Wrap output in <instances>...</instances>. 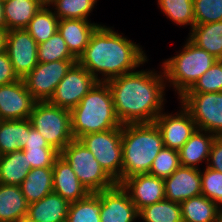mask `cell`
<instances>
[{
	"instance_id": "cell-1",
	"label": "cell",
	"mask_w": 222,
	"mask_h": 222,
	"mask_svg": "<svg viewBox=\"0 0 222 222\" xmlns=\"http://www.w3.org/2000/svg\"><path fill=\"white\" fill-rule=\"evenodd\" d=\"M164 73L136 70L115 77L111 89L116 115L122 125L154 123L164 111L166 81Z\"/></svg>"
},
{
	"instance_id": "cell-2",
	"label": "cell",
	"mask_w": 222,
	"mask_h": 222,
	"mask_svg": "<svg viewBox=\"0 0 222 222\" xmlns=\"http://www.w3.org/2000/svg\"><path fill=\"white\" fill-rule=\"evenodd\" d=\"M112 27L99 25L77 62L98 82L130 73L148 62L142 47ZM101 75V77H100Z\"/></svg>"
},
{
	"instance_id": "cell-3",
	"label": "cell",
	"mask_w": 222,
	"mask_h": 222,
	"mask_svg": "<svg viewBox=\"0 0 222 222\" xmlns=\"http://www.w3.org/2000/svg\"><path fill=\"white\" fill-rule=\"evenodd\" d=\"M164 147L162 134L155 123L122 125L121 181L150 172L153 160Z\"/></svg>"
},
{
	"instance_id": "cell-4",
	"label": "cell",
	"mask_w": 222,
	"mask_h": 222,
	"mask_svg": "<svg viewBox=\"0 0 222 222\" xmlns=\"http://www.w3.org/2000/svg\"><path fill=\"white\" fill-rule=\"evenodd\" d=\"M71 128L74 139L83 135L118 128L120 123L113 103L111 89L107 82H97L70 110Z\"/></svg>"
},
{
	"instance_id": "cell-5",
	"label": "cell",
	"mask_w": 222,
	"mask_h": 222,
	"mask_svg": "<svg viewBox=\"0 0 222 222\" xmlns=\"http://www.w3.org/2000/svg\"><path fill=\"white\" fill-rule=\"evenodd\" d=\"M217 60L187 38L177 55L162 62L167 87H173L178 98L181 97Z\"/></svg>"
},
{
	"instance_id": "cell-6",
	"label": "cell",
	"mask_w": 222,
	"mask_h": 222,
	"mask_svg": "<svg viewBox=\"0 0 222 222\" xmlns=\"http://www.w3.org/2000/svg\"><path fill=\"white\" fill-rule=\"evenodd\" d=\"M29 120L50 146L61 152L73 139L70 110L37 101Z\"/></svg>"
},
{
	"instance_id": "cell-7",
	"label": "cell",
	"mask_w": 222,
	"mask_h": 222,
	"mask_svg": "<svg viewBox=\"0 0 222 222\" xmlns=\"http://www.w3.org/2000/svg\"><path fill=\"white\" fill-rule=\"evenodd\" d=\"M60 155L90 193L107 190L117 184L101 167L94 154L78 139H73Z\"/></svg>"
},
{
	"instance_id": "cell-8",
	"label": "cell",
	"mask_w": 222,
	"mask_h": 222,
	"mask_svg": "<svg viewBox=\"0 0 222 222\" xmlns=\"http://www.w3.org/2000/svg\"><path fill=\"white\" fill-rule=\"evenodd\" d=\"M105 172L118 184L121 181L122 125L103 132L83 135L80 139Z\"/></svg>"
},
{
	"instance_id": "cell-9",
	"label": "cell",
	"mask_w": 222,
	"mask_h": 222,
	"mask_svg": "<svg viewBox=\"0 0 222 222\" xmlns=\"http://www.w3.org/2000/svg\"><path fill=\"white\" fill-rule=\"evenodd\" d=\"M178 99L199 130L222 136V92H185Z\"/></svg>"
},
{
	"instance_id": "cell-10",
	"label": "cell",
	"mask_w": 222,
	"mask_h": 222,
	"mask_svg": "<svg viewBox=\"0 0 222 222\" xmlns=\"http://www.w3.org/2000/svg\"><path fill=\"white\" fill-rule=\"evenodd\" d=\"M77 60L39 62L22 80L36 101H49L59 82Z\"/></svg>"
},
{
	"instance_id": "cell-11",
	"label": "cell",
	"mask_w": 222,
	"mask_h": 222,
	"mask_svg": "<svg viewBox=\"0 0 222 222\" xmlns=\"http://www.w3.org/2000/svg\"><path fill=\"white\" fill-rule=\"evenodd\" d=\"M97 82L90 72L77 62L59 82L49 102L71 110L80 103Z\"/></svg>"
},
{
	"instance_id": "cell-12",
	"label": "cell",
	"mask_w": 222,
	"mask_h": 222,
	"mask_svg": "<svg viewBox=\"0 0 222 222\" xmlns=\"http://www.w3.org/2000/svg\"><path fill=\"white\" fill-rule=\"evenodd\" d=\"M5 51L20 79H23L39 63L38 44L26 29L8 31Z\"/></svg>"
},
{
	"instance_id": "cell-13",
	"label": "cell",
	"mask_w": 222,
	"mask_h": 222,
	"mask_svg": "<svg viewBox=\"0 0 222 222\" xmlns=\"http://www.w3.org/2000/svg\"><path fill=\"white\" fill-rule=\"evenodd\" d=\"M175 114L162 111L154 123L159 128L164 147L179 150L197 129L189 111L182 105Z\"/></svg>"
},
{
	"instance_id": "cell-14",
	"label": "cell",
	"mask_w": 222,
	"mask_h": 222,
	"mask_svg": "<svg viewBox=\"0 0 222 222\" xmlns=\"http://www.w3.org/2000/svg\"><path fill=\"white\" fill-rule=\"evenodd\" d=\"M36 102L22 79L7 85H1L0 120L27 119Z\"/></svg>"
},
{
	"instance_id": "cell-15",
	"label": "cell",
	"mask_w": 222,
	"mask_h": 222,
	"mask_svg": "<svg viewBox=\"0 0 222 222\" xmlns=\"http://www.w3.org/2000/svg\"><path fill=\"white\" fill-rule=\"evenodd\" d=\"M101 199V222H135L139 211L121 185L97 192Z\"/></svg>"
},
{
	"instance_id": "cell-16",
	"label": "cell",
	"mask_w": 222,
	"mask_h": 222,
	"mask_svg": "<svg viewBox=\"0 0 222 222\" xmlns=\"http://www.w3.org/2000/svg\"><path fill=\"white\" fill-rule=\"evenodd\" d=\"M120 185L128 193L138 211L165 199L164 179L149 173L127 178Z\"/></svg>"
},
{
	"instance_id": "cell-17",
	"label": "cell",
	"mask_w": 222,
	"mask_h": 222,
	"mask_svg": "<svg viewBox=\"0 0 222 222\" xmlns=\"http://www.w3.org/2000/svg\"><path fill=\"white\" fill-rule=\"evenodd\" d=\"M165 199L181 204L202 194L200 168L180 166L164 179Z\"/></svg>"
},
{
	"instance_id": "cell-18",
	"label": "cell",
	"mask_w": 222,
	"mask_h": 222,
	"mask_svg": "<svg viewBox=\"0 0 222 222\" xmlns=\"http://www.w3.org/2000/svg\"><path fill=\"white\" fill-rule=\"evenodd\" d=\"M53 192L69 203L81 200L90 194L61 155L56 158L53 165Z\"/></svg>"
},
{
	"instance_id": "cell-19",
	"label": "cell",
	"mask_w": 222,
	"mask_h": 222,
	"mask_svg": "<svg viewBox=\"0 0 222 222\" xmlns=\"http://www.w3.org/2000/svg\"><path fill=\"white\" fill-rule=\"evenodd\" d=\"M99 25L101 24L91 23L89 20L61 19L58 22V31L65 40L68 50L78 60Z\"/></svg>"
},
{
	"instance_id": "cell-20",
	"label": "cell",
	"mask_w": 222,
	"mask_h": 222,
	"mask_svg": "<svg viewBox=\"0 0 222 222\" xmlns=\"http://www.w3.org/2000/svg\"><path fill=\"white\" fill-rule=\"evenodd\" d=\"M216 135L196 129L185 144L178 150L183 167L199 169V163H208L209 154Z\"/></svg>"
},
{
	"instance_id": "cell-21",
	"label": "cell",
	"mask_w": 222,
	"mask_h": 222,
	"mask_svg": "<svg viewBox=\"0 0 222 222\" xmlns=\"http://www.w3.org/2000/svg\"><path fill=\"white\" fill-rule=\"evenodd\" d=\"M70 203L54 192L29 204L27 217L33 222H66Z\"/></svg>"
},
{
	"instance_id": "cell-22",
	"label": "cell",
	"mask_w": 222,
	"mask_h": 222,
	"mask_svg": "<svg viewBox=\"0 0 222 222\" xmlns=\"http://www.w3.org/2000/svg\"><path fill=\"white\" fill-rule=\"evenodd\" d=\"M29 203L18 185L0 184V222H17L26 217Z\"/></svg>"
},
{
	"instance_id": "cell-23",
	"label": "cell",
	"mask_w": 222,
	"mask_h": 222,
	"mask_svg": "<svg viewBox=\"0 0 222 222\" xmlns=\"http://www.w3.org/2000/svg\"><path fill=\"white\" fill-rule=\"evenodd\" d=\"M44 0H8L3 4L6 29H25Z\"/></svg>"
},
{
	"instance_id": "cell-24",
	"label": "cell",
	"mask_w": 222,
	"mask_h": 222,
	"mask_svg": "<svg viewBox=\"0 0 222 222\" xmlns=\"http://www.w3.org/2000/svg\"><path fill=\"white\" fill-rule=\"evenodd\" d=\"M20 187L29 204L41 200L53 192V167L32 168Z\"/></svg>"
},
{
	"instance_id": "cell-25",
	"label": "cell",
	"mask_w": 222,
	"mask_h": 222,
	"mask_svg": "<svg viewBox=\"0 0 222 222\" xmlns=\"http://www.w3.org/2000/svg\"><path fill=\"white\" fill-rule=\"evenodd\" d=\"M29 134V118L0 120V156L22 150Z\"/></svg>"
},
{
	"instance_id": "cell-26",
	"label": "cell",
	"mask_w": 222,
	"mask_h": 222,
	"mask_svg": "<svg viewBox=\"0 0 222 222\" xmlns=\"http://www.w3.org/2000/svg\"><path fill=\"white\" fill-rule=\"evenodd\" d=\"M188 39L216 59H222V21L194 25Z\"/></svg>"
},
{
	"instance_id": "cell-27",
	"label": "cell",
	"mask_w": 222,
	"mask_h": 222,
	"mask_svg": "<svg viewBox=\"0 0 222 222\" xmlns=\"http://www.w3.org/2000/svg\"><path fill=\"white\" fill-rule=\"evenodd\" d=\"M30 170L23 149L0 156V184L20 186Z\"/></svg>"
},
{
	"instance_id": "cell-28",
	"label": "cell",
	"mask_w": 222,
	"mask_h": 222,
	"mask_svg": "<svg viewBox=\"0 0 222 222\" xmlns=\"http://www.w3.org/2000/svg\"><path fill=\"white\" fill-rule=\"evenodd\" d=\"M180 205L183 222H216L222 210L214 201L202 194L191 197Z\"/></svg>"
},
{
	"instance_id": "cell-29",
	"label": "cell",
	"mask_w": 222,
	"mask_h": 222,
	"mask_svg": "<svg viewBox=\"0 0 222 222\" xmlns=\"http://www.w3.org/2000/svg\"><path fill=\"white\" fill-rule=\"evenodd\" d=\"M58 22L59 19L52 9L45 4L34 15L25 29L39 45L55 34L58 30Z\"/></svg>"
},
{
	"instance_id": "cell-30",
	"label": "cell",
	"mask_w": 222,
	"mask_h": 222,
	"mask_svg": "<svg viewBox=\"0 0 222 222\" xmlns=\"http://www.w3.org/2000/svg\"><path fill=\"white\" fill-rule=\"evenodd\" d=\"M46 4L52 9L59 20H88L97 0H48Z\"/></svg>"
},
{
	"instance_id": "cell-31",
	"label": "cell",
	"mask_w": 222,
	"mask_h": 222,
	"mask_svg": "<svg viewBox=\"0 0 222 222\" xmlns=\"http://www.w3.org/2000/svg\"><path fill=\"white\" fill-rule=\"evenodd\" d=\"M138 217L145 222H183L181 205L167 199L143 207Z\"/></svg>"
},
{
	"instance_id": "cell-32",
	"label": "cell",
	"mask_w": 222,
	"mask_h": 222,
	"mask_svg": "<svg viewBox=\"0 0 222 222\" xmlns=\"http://www.w3.org/2000/svg\"><path fill=\"white\" fill-rule=\"evenodd\" d=\"M101 199L97 193L70 203L66 222H101Z\"/></svg>"
},
{
	"instance_id": "cell-33",
	"label": "cell",
	"mask_w": 222,
	"mask_h": 222,
	"mask_svg": "<svg viewBox=\"0 0 222 222\" xmlns=\"http://www.w3.org/2000/svg\"><path fill=\"white\" fill-rule=\"evenodd\" d=\"M158 7L172 22L181 26L195 25L193 0H157Z\"/></svg>"
},
{
	"instance_id": "cell-34",
	"label": "cell",
	"mask_w": 222,
	"mask_h": 222,
	"mask_svg": "<svg viewBox=\"0 0 222 222\" xmlns=\"http://www.w3.org/2000/svg\"><path fill=\"white\" fill-rule=\"evenodd\" d=\"M38 62L48 63L57 60H77L68 50L65 40L57 30L47 41L38 45Z\"/></svg>"
},
{
	"instance_id": "cell-35",
	"label": "cell",
	"mask_w": 222,
	"mask_h": 222,
	"mask_svg": "<svg viewBox=\"0 0 222 222\" xmlns=\"http://www.w3.org/2000/svg\"><path fill=\"white\" fill-rule=\"evenodd\" d=\"M180 166L181 164L178 151L163 147L153 160L149 174L161 179H166Z\"/></svg>"
},
{
	"instance_id": "cell-36",
	"label": "cell",
	"mask_w": 222,
	"mask_h": 222,
	"mask_svg": "<svg viewBox=\"0 0 222 222\" xmlns=\"http://www.w3.org/2000/svg\"><path fill=\"white\" fill-rule=\"evenodd\" d=\"M186 92H222V60H217Z\"/></svg>"
},
{
	"instance_id": "cell-37",
	"label": "cell",
	"mask_w": 222,
	"mask_h": 222,
	"mask_svg": "<svg viewBox=\"0 0 222 222\" xmlns=\"http://www.w3.org/2000/svg\"><path fill=\"white\" fill-rule=\"evenodd\" d=\"M195 25L222 21V0H193Z\"/></svg>"
},
{
	"instance_id": "cell-38",
	"label": "cell",
	"mask_w": 222,
	"mask_h": 222,
	"mask_svg": "<svg viewBox=\"0 0 222 222\" xmlns=\"http://www.w3.org/2000/svg\"><path fill=\"white\" fill-rule=\"evenodd\" d=\"M201 171L202 195L214 201L222 209V172L205 167Z\"/></svg>"
},
{
	"instance_id": "cell-39",
	"label": "cell",
	"mask_w": 222,
	"mask_h": 222,
	"mask_svg": "<svg viewBox=\"0 0 222 222\" xmlns=\"http://www.w3.org/2000/svg\"><path fill=\"white\" fill-rule=\"evenodd\" d=\"M23 151L28 164H31V169L53 167L56 158L60 155V152L55 148H23Z\"/></svg>"
},
{
	"instance_id": "cell-40",
	"label": "cell",
	"mask_w": 222,
	"mask_h": 222,
	"mask_svg": "<svg viewBox=\"0 0 222 222\" xmlns=\"http://www.w3.org/2000/svg\"><path fill=\"white\" fill-rule=\"evenodd\" d=\"M20 80L14 71L6 51L0 52V86Z\"/></svg>"
},
{
	"instance_id": "cell-41",
	"label": "cell",
	"mask_w": 222,
	"mask_h": 222,
	"mask_svg": "<svg viewBox=\"0 0 222 222\" xmlns=\"http://www.w3.org/2000/svg\"><path fill=\"white\" fill-rule=\"evenodd\" d=\"M206 166L215 171L222 172V136H216Z\"/></svg>"
},
{
	"instance_id": "cell-42",
	"label": "cell",
	"mask_w": 222,
	"mask_h": 222,
	"mask_svg": "<svg viewBox=\"0 0 222 222\" xmlns=\"http://www.w3.org/2000/svg\"><path fill=\"white\" fill-rule=\"evenodd\" d=\"M24 148H53L48 144L44 137L32 127L29 120V134H27V142Z\"/></svg>"
},
{
	"instance_id": "cell-43",
	"label": "cell",
	"mask_w": 222,
	"mask_h": 222,
	"mask_svg": "<svg viewBox=\"0 0 222 222\" xmlns=\"http://www.w3.org/2000/svg\"><path fill=\"white\" fill-rule=\"evenodd\" d=\"M8 30L0 28V52L5 51L7 43Z\"/></svg>"
},
{
	"instance_id": "cell-44",
	"label": "cell",
	"mask_w": 222,
	"mask_h": 222,
	"mask_svg": "<svg viewBox=\"0 0 222 222\" xmlns=\"http://www.w3.org/2000/svg\"><path fill=\"white\" fill-rule=\"evenodd\" d=\"M3 4L4 2L0 1V28H6Z\"/></svg>"
},
{
	"instance_id": "cell-45",
	"label": "cell",
	"mask_w": 222,
	"mask_h": 222,
	"mask_svg": "<svg viewBox=\"0 0 222 222\" xmlns=\"http://www.w3.org/2000/svg\"><path fill=\"white\" fill-rule=\"evenodd\" d=\"M17 222H33V221L26 216V217L21 218V219H20L19 221H17Z\"/></svg>"
},
{
	"instance_id": "cell-46",
	"label": "cell",
	"mask_w": 222,
	"mask_h": 222,
	"mask_svg": "<svg viewBox=\"0 0 222 222\" xmlns=\"http://www.w3.org/2000/svg\"><path fill=\"white\" fill-rule=\"evenodd\" d=\"M216 222H222V210L220 211Z\"/></svg>"
}]
</instances>
